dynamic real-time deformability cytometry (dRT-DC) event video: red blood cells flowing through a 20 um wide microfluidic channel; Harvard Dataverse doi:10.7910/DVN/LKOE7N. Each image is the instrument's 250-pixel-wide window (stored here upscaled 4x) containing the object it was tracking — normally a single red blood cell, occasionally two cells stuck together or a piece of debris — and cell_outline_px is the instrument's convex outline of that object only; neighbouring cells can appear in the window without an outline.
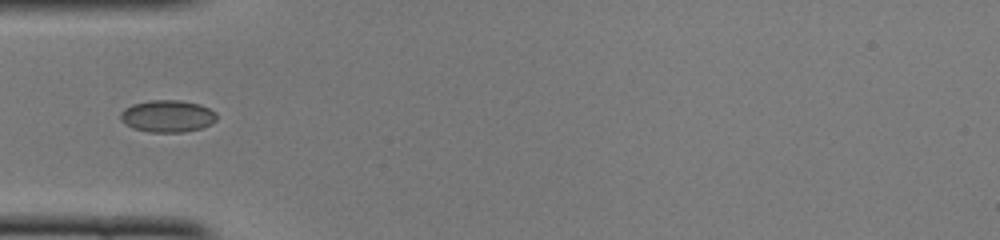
{"species": "common noctule bat (a hibernating species)", "species_latin": "Nyctalus noctula", "temperature_condition": "cold", "stored_images_in_passage": 10, "camera_frame_rate_fps": 3000, "um_per_image_px": 0.085, "animal": {"sex": "female", "body_mass_g": 22.0, "forearm_length_mm": 56.7}, "frame": {"image": 1, "passage_image": 4, "time_ms": 1.0, "image_size_px": [1000, 240], "cell_outline_px": [[216, 120], [212, 124], [200, 128], [184, 132], [148, 132], [132, 128], [124, 124], [120, 120], [120, 112], [124, 108], [132, 104], [148, 100], [180, 100], [200, 104], [216, 112]], "centroid_in_image_um": [14.2, 9.87], "position_along_channel_um": 70.8, "area_um2": 18.21}}